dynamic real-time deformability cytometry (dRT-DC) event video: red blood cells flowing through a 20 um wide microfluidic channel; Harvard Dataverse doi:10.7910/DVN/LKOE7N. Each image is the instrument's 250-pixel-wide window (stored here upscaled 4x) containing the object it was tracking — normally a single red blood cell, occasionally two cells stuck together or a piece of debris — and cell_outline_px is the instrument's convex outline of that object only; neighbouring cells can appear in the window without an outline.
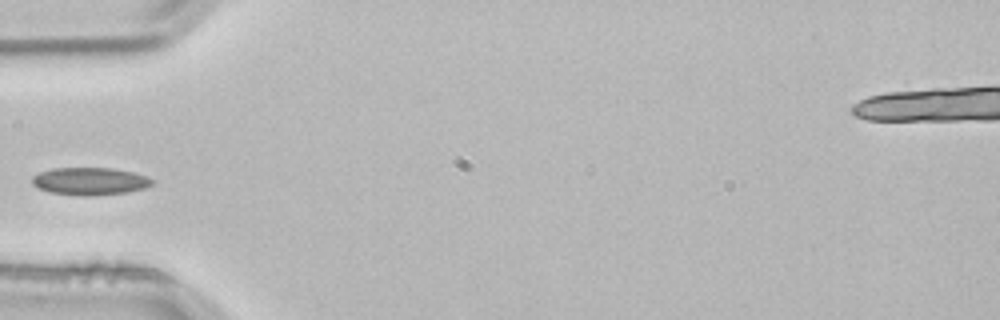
{"species": "common noctule bat (a hibernating species)", "species_latin": "Nyctalus noctula", "temperature_condition": "room temperature", "stored_images_in_passage": 4, "camera_frame_rate_fps": 3000, "um_per_image_px": 0.085, "animal": {"sex": "male", "body_mass_g": 21.5, "forearm_length_mm": 52.0}, "frame": {"image": 1, "passage_image": 4, "time_ms": 1.0, "image_size_px": [1000, 320], "cell_outline_px": [[156, 180], [152, 184], [144, 188], [128, 192], [92, 196], [80, 196], [48, 192], [36, 188], [32, 184], [32, 176], [40, 172], [52, 168], [112, 168], [132, 172], [148, 176]], "centroid_in_image_um": [7.63, 15.41], "position_along_channel_um": 77.4, "area_um2": 19.54}}